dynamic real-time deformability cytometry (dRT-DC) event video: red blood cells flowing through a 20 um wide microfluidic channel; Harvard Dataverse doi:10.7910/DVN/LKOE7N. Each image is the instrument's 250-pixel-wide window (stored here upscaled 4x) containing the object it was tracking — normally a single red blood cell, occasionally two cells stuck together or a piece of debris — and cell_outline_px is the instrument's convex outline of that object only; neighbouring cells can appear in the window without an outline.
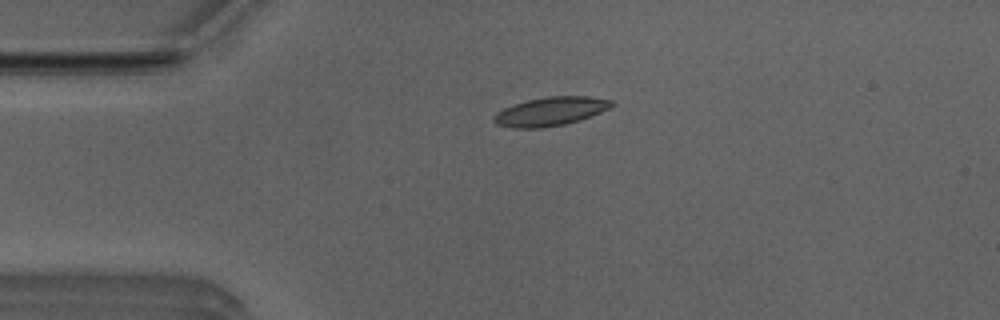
{"species": "Egyptian fruit bat (a non-hibernating species)", "species_latin": "Rousettus aegyptiacus", "temperature_condition": "room temperature", "stored_images_in_passage": 5, "camera_frame_rate_fps": 3000, "um_per_image_px": 0.085, "animal": {"sex": "male"}, "frame": {"image": 1, "passage_image": 4, "time_ms": 1.0, "image_size_px": [1000, 320], "cell_outline_px": [[616, 104], [600, 112], [580, 120], [564, 124], [540, 128], [516, 128], [496, 124], [492, 120], [492, 116], [496, 112], [504, 108], [528, 100], [548, 96], [588, 96], [612, 100]], "centroid_in_image_um": [46.78, 9.47], "position_along_channel_um": 38.2, "area_um2": 19.59}}